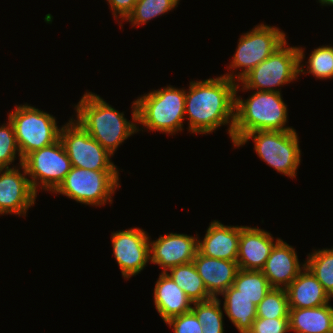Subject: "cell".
I'll return each mask as SVG.
<instances>
[{
    "mask_svg": "<svg viewBox=\"0 0 333 333\" xmlns=\"http://www.w3.org/2000/svg\"><path fill=\"white\" fill-rule=\"evenodd\" d=\"M236 85V81L223 75L190 82L185 96V114H188L191 134H210L226 124L232 140Z\"/></svg>",
    "mask_w": 333,
    "mask_h": 333,
    "instance_id": "6da1fadb",
    "label": "cell"
},
{
    "mask_svg": "<svg viewBox=\"0 0 333 333\" xmlns=\"http://www.w3.org/2000/svg\"><path fill=\"white\" fill-rule=\"evenodd\" d=\"M77 113L75 119L97 142H99L111 155L118 146L132 134L140 131L137 128V104H132V121L124 117L109 105L99 95L86 92L75 105Z\"/></svg>",
    "mask_w": 333,
    "mask_h": 333,
    "instance_id": "7a4b0ae2",
    "label": "cell"
},
{
    "mask_svg": "<svg viewBox=\"0 0 333 333\" xmlns=\"http://www.w3.org/2000/svg\"><path fill=\"white\" fill-rule=\"evenodd\" d=\"M235 90V121L232 133L233 146L247 133L254 131H290L287 127V105L281 92L255 91L246 100Z\"/></svg>",
    "mask_w": 333,
    "mask_h": 333,
    "instance_id": "3957f363",
    "label": "cell"
},
{
    "mask_svg": "<svg viewBox=\"0 0 333 333\" xmlns=\"http://www.w3.org/2000/svg\"><path fill=\"white\" fill-rule=\"evenodd\" d=\"M185 96L186 90L169 85L138 97L135 100L138 125L170 135L182 131L186 119Z\"/></svg>",
    "mask_w": 333,
    "mask_h": 333,
    "instance_id": "277c9868",
    "label": "cell"
},
{
    "mask_svg": "<svg viewBox=\"0 0 333 333\" xmlns=\"http://www.w3.org/2000/svg\"><path fill=\"white\" fill-rule=\"evenodd\" d=\"M287 43L285 41L240 80L242 91L281 92L276 88L296 80L301 73L306 74L301 64L305 57L304 48L289 47Z\"/></svg>",
    "mask_w": 333,
    "mask_h": 333,
    "instance_id": "5b68a950",
    "label": "cell"
},
{
    "mask_svg": "<svg viewBox=\"0 0 333 333\" xmlns=\"http://www.w3.org/2000/svg\"><path fill=\"white\" fill-rule=\"evenodd\" d=\"M254 141L257 155L279 173L296 177V171L301 162L296 130L290 131H254L245 134L234 147L246 144L249 139Z\"/></svg>",
    "mask_w": 333,
    "mask_h": 333,
    "instance_id": "8992f818",
    "label": "cell"
},
{
    "mask_svg": "<svg viewBox=\"0 0 333 333\" xmlns=\"http://www.w3.org/2000/svg\"><path fill=\"white\" fill-rule=\"evenodd\" d=\"M13 123L21 159L29 153L52 145L60 139L62 127H58L53 115L30 105H16L8 114Z\"/></svg>",
    "mask_w": 333,
    "mask_h": 333,
    "instance_id": "52a82bcc",
    "label": "cell"
},
{
    "mask_svg": "<svg viewBox=\"0 0 333 333\" xmlns=\"http://www.w3.org/2000/svg\"><path fill=\"white\" fill-rule=\"evenodd\" d=\"M119 171H95L72 167L61 184L52 192L94 206L112 204L119 188Z\"/></svg>",
    "mask_w": 333,
    "mask_h": 333,
    "instance_id": "ba28073f",
    "label": "cell"
},
{
    "mask_svg": "<svg viewBox=\"0 0 333 333\" xmlns=\"http://www.w3.org/2000/svg\"><path fill=\"white\" fill-rule=\"evenodd\" d=\"M286 41L284 31L278 27L259 24L251 31L241 35L233 55L229 69L232 73L224 74L230 80L239 81L254 67L266 60L277 48ZM243 69L234 74L235 69Z\"/></svg>",
    "mask_w": 333,
    "mask_h": 333,
    "instance_id": "9c48e42d",
    "label": "cell"
},
{
    "mask_svg": "<svg viewBox=\"0 0 333 333\" xmlns=\"http://www.w3.org/2000/svg\"><path fill=\"white\" fill-rule=\"evenodd\" d=\"M60 140L72 167L95 171H118L110 160L112 156L75 119L62 126Z\"/></svg>",
    "mask_w": 333,
    "mask_h": 333,
    "instance_id": "30bf717a",
    "label": "cell"
},
{
    "mask_svg": "<svg viewBox=\"0 0 333 333\" xmlns=\"http://www.w3.org/2000/svg\"><path fill=\"white\" fill-rule=\"evenodd\" d=\"M23 166L33 190L53 192L64 180L72 168L71 161L59 139L52 145L29 153L23 159Z\"/></svg>",
    "mask_w": 333,
    "mask_h": 333,
    "instance_id": "8fae6325",
    "label": "cell"
},
{
    "mask_svg": "<svg viewBox=\"0 0 333 333\" xmlns=\"http://www.w3.org/2000/svg\"><path fill=\"white\" fill-rule=\"evenodd\" d=\"M113 255L124 279L143 271L150 261V237L140 228H129L112 233Z\"/></svg>",
    "mask_w": 333,
    "mask_h": 333,
    "instance_id": "7c38bea8",
    "label": "cell"
},
{
    "mask_svg": "<svg viewBox=\"0 0 333 333\" xmlns=\"http://www.w3.org/2000/svg\"><path fill=\"white\" fill-rule=\"evenodd\" d=\"M0 168V215L26 216L28 208L35 204L37 193L33 190L23 164Z\"/></svg>",
    "mask_w": 333,
    "mask_h": 333,
    "instance_id": "4fadbf2b",
    "label": "cell"
},
{
    "mask_svg": "<svg viewBox=\"0 0 333 333\" xmlns=\"http://www.w3.org/2000/svg\"><path fill=\"white\" fill-rule=\"evenodd\" d=\"M198 240L187 234L169 233L149 241L150 262L159 265L162 272L193 262L198 251Z\"/></svg>",
    "mask_w": 333,
    "mask_h": 333,
    "instance_id": "5bb4252c",
    "label": "cell"
},
{
    "mask_svg": "<svg viewBox=\"0 0 333 333\" xmlns=\"http://www.w3.org/2000/svg\"><path fill=\"white\" fill-rule=\"evenodd\" d=\"M257 227L240 226L237 263L239 269L261 271L274 245L280 240Z\"/></svg>",
    "mask_w": 333,
    "mask_h": 333,
    "instance_id": "9a60e30c",
    "label": "cell"
},
{
    "mask_svg": "<svg viewBox=\"0 0 333 333\" xmlns=\"http://www.w3.org/2000/svg\"><path fill=\"white\" fill-rule=\"evenodd\" d=\"M300 266L295 249L280 239L274 245L261 271L272 288L286 289L305 268V263Z\"/></svg>",
    "mask_w": 333,
    "mask_h": 333,
    "instance_id": "2e32d148",
    "label": "cell"
},
{
    "mask_svg": "<svg viewBox=\"0 0 333 333\" xmlns=\"http://www.w3.org/2000/svg\"><path fill=\"white\" fill-rule=\"evenodd\" d=\"M193 263L207 292L213 298H218V295L234 284L239 270L237 261L207 257L199 251H197Z\"/></svg>",
    "mask_w": 333,
    "mask_h": 333,
    "instance_id": "e0dca14e",
    "label": "cell"
},
{
    "mask_svg": "<svg viewBox=\"0 0 333 333\" xmlns=\"http://www.w3.org/2000/svg\"><path fill=\"white\" fill-rule=\"evenodd\" d=\"M240 226H225L218 220L210 223L198 251L211 258L237 261Z\"/></svg>",
    "mask_w": 333,
    "mask_h": 333,
    "instance_id": "ac0fdd59",
    "label": "cell"
},
{
    "mask_svg": "<svg viewBox=\"0 0 333 333\" xmlns=\"http://www.w3.org/2000/svg\"><path fill=\"white\" fill-rule=\"evenodd\" d=\"M154 305L164 322L188 313L193 302L166 273L161 272L154 288Z\"/></svg>",
    "mask_w": 333,
    "mask_h": 333,
    "instance_id": "d6986e66",
    "label": "cell"
},
{
    "mask_svg": "<svg viewBox=\"0 0 333 333\" xmlns=\"http://www.w3.org/2000/svg\"><path fill=\"white\" fill-rule=\"evenodd\" d=\"M285 290L289 308H315L332 299L306 266Z\"/></svg>",
    "mask_w": 333,
    "mask_h": 333,
    "instance_id": "ffe728a7",
    "label": "cell"
},
{
    "mask_svg": "<svg viewBox=\"0 0 333 333\" xmlns=\"http://www.w3.org/2000/svg\"><path fill=\"white\" fill-rule=\"evenodd\" d=\"M289 329L295 333H332L333 307L289 308Z\"/></svg>",
    "mask_w": 333,
    "mask_h": 333,
    "instance_id": "44dd1931",
    "label": "cell"
},
{
    "mask_svg": "<svg viewBox=\"0 0 333 333\" xmlns=\"http://www.w3.org/2000/svg\"><path fill=\"white\" fill-rule=\"evenodd\" d=\"M221 295L224 297L223 309L229 320L240 333H248L252 328L253 321L257 318V305L239 294V290L233 285Z\"/></svg>",
    "mask_w": 333,
    "mask_h": 333,
    "instance_id": "7402d4cb",
    "label": "cell"
},
{
    "mask_svg": "<svg viewBox=\"0 0 333 333\" xmlns=\"http://www.w3.org/2000/svg\"><path fill=\"white\" fill-rule=\"evenodd\" d=\"M166 272L172 280L185 292L192 302L206 301L213 298L199 276L193 262L178 265Z\"/></svg>",
    "mask_w": 333,
    "mask_h": 333,
    "instance_id": "603a6c76",
    "label": "cell"
},
{
    "mask_svg": "<svg viewBox=\"0 0 333 333\" xmlns=\"http://www.w3.org/2000/svg\"><path fill=\"white\" fill-rule=\"evenodd\" d=\"M233 286L258 305L272 288L262 271L239 269Z\"/></svg>",
    "mask_w": 333,
    "mask_h": 333,
    "instance_id": "cb8c5ba5",
    "label": "cell"
},
{
    "mask_svg": "<svg viewBox=\"0 0 333 333\" xmlns=\"http://www.w3.org/2000/svg\"><path fill=\"white\" fill-rule=\"evenodd\" d=\"M307 257L305 266L321 283L329 297L333 298V248L314 250Z\"/></svg>",
    "mask_w": 333,
    "mask_h": 333,
    "instance_id": "d4e9b609",
    "label": "cell"
},
{
    "mask_svg": "<svg viewBox=\"0 0 333 333\" xmlns=\"http://www.w3.org/2000/svg\"><path fill=\"white\" fill-rule=\"evenodd\" d=\"M219 298L193 302L191 311L202 325V333H224L223 312Z\"/></svg>",
    "mask_w": 333,
    "mask_h": 333,
    "instance_id": "484cf974",
    "label": "cell"
},
{
    "mask_svg": "<svg viewBox=\"0 0 333 333\" xmlns=\"http://www.w3.org/2000/svg\"><path fill=\"white\" fill-rule=\"evenodd\" d=\"M180 0H139L136 1L132 13L126 21L133 26L144 25L149 20L162 16L177 7Z\"/></svg>",
    "mask_w": 333,
    "mask_h": 333,
    "instance_id": "4316f807",
    "label": "cell"
},
{
    "mask_svg": "<svg viewBox=\"0 0 333 333\" xmlns=\"http://www.w3.org/2000/svg\"><path fill=\"white\" fill-rule=\"evenodd\" d=\"M257 317L288 318L289 305L286 290L271 288L264 299L256 307Z\"/></svg>",
    "mask_w": 333,
    "mask_h": 333,
    "instance_id": "83f0119b",
    "label": "cell"
},
{
    "mask_svg": "<svg viewBox=\"0 0 333 333\" xmlns=\"http://www.w3.org/2000/svg\"><path fill=\"white\" fill-rule=\"evenodd\" d=\"M306 72L317 79L333 78V46H319L310 54Z\"/></svg>",
    "mask_w": 333,
    "mask_h": 333,
    "instance_id": "f1b7e54d",
    "label": "cell"
},
{
    "mask_svg": "<svg viewBox=\"0 0 333 333\" xmlns=\"http://www.w3.org/2000/svg\"><path fill=\"white\" fill-rule=\"evenodd\" d=\"M16 154L20 157L19 163H23L19 151L13 123L9 120L7 124L0 126V168H9L14 162Z\"/></svg>",
    "mask_w": 333,
    "mask_h": 333,
    "instance_id": "f546056e",
    "label": "cell"
},
{
    "mask_svg": "<svg viewBox=\"0 0 333 333\" xmlns=\"http://www.w3.org/2000/svg\"><path fill=\"white\" fill-rule=\"evenodd\" d=\"M289 331V318L268 319L257 317L248 333H287Z\"/></svg>",
    "mask_w": 333,
    "mask_h": 333,
    "instance_id": "4dcf8cb0",
    "label": "cell"
},
{
    "mask_svg": "<svg viewBox=\"0 0 333 333\" xmlns=\"http://www.w3.org/2000/svg\"><path fill=\"white\" fill-rule=\"evenodd\" d=\"M173 327L174 333H202V325L198 322L196 315L190 311L170 318L165 322Z\"/></svg>",
    "mask_w": 333,
    "mask_h": 333,
    "instance_id": "1f68e13d",
    "label": "cell"
},
{
    "mask_svg": "<svg viewBox=\"0 0 333 333\" xmlns=\"http://www.w3.org/2000/svg\"><path fill=\"white\" fill-rule=\"evenodd\" d=\"M106 1H108L115 19L121 18V21L127 19V17L132 13L136 3V0H106Z\"/></svg>",
    "mask_w": 333,
    "mask_h": 333,
    "instance_id": "d6a6232c",
    "label": "cell"
},
{
    "mask_svg": "<svg viewBox=\"0 0 333 333\" xmlns=\"http://www.w3.org/2000/svg\"><path fill=\"white\" fill-rule=\"evenodd\" d=\"M319 3H321V5H329L332 6L333 5V0H318Z\"/></svg>",
    "mask_w": 333,
    "mask_h": 333,
    "instance_id": "836d02e7",
    "label": "cell"
}]
</instances>
